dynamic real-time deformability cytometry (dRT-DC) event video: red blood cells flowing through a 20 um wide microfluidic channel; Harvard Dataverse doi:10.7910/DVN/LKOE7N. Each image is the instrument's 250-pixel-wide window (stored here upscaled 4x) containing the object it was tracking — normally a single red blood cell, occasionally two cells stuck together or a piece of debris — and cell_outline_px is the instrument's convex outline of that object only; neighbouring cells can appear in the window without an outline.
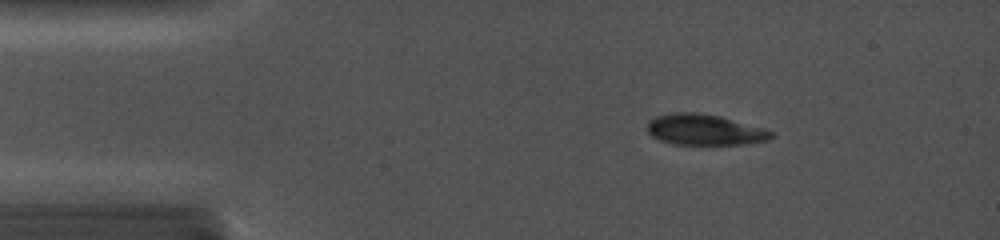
{"species": "common noctule bat (a hibernating species)", "species_latin": "Nyctalus noctula", "temperature_condition": "cold", "stored_images_in_passage": 12, "camera_frame_rate_fps": 5000, "um_per_image_px": 0.085, "animal": {"sex": "female", "body_mass_g": 19.0, "forearm_length_mm": 56.7}, "frame": {"image": 1, "passage_image": 3, "time_ms": 1.8, "image_size_px": [1000, 240], "cell_outline_px": [[776, 136], [768, 140], [744, 144], [672, 144], [660, 140], [652, 136], [648, 132], [648, 120], [656, 116], [672, 112], [696, 112], [720, 116], [768, 128], [776, 132]], "centroid_in_image_um": [59.96, 11.02], "position_along_channel_um": 25.0, "area_um2": 22.66}}
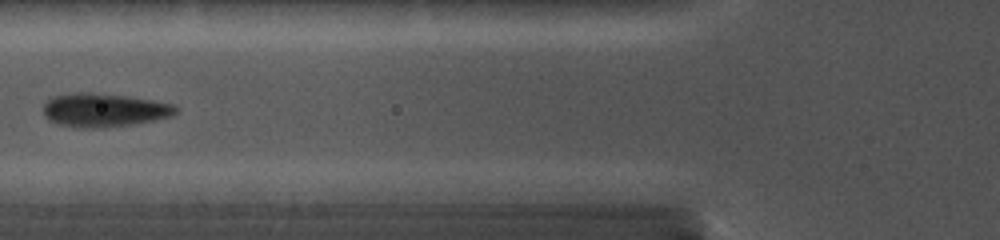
{"frame": {"image": 2, "passage_image": 10, "time_ms": 5.6, "image_size_px": [1000, 240], "cell_outline_px": [[180, 108], [172, 116], [132, 124], [104, 128], [84, 128], [60, 124], [48, 120], [44, 116], [44, 104], [52, 96], [64, 92], [92, 92], [128, 96], [152, 100], [172, 104]], "centroid_in_image_um": [8.81, 9.34], "position_along_channel_um": 117.0, "area_um2": 26.13}}
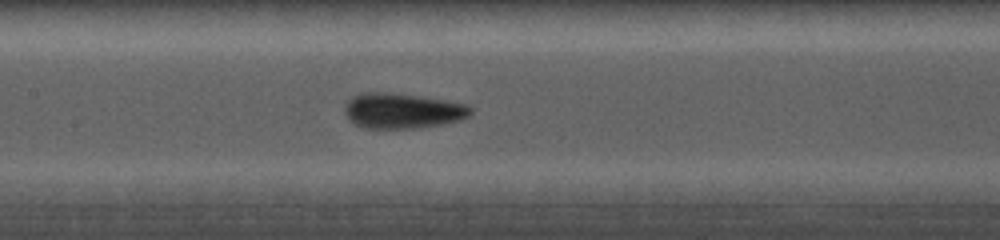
{"frame": {"image": 3, "passage_image": 12, "time_ms": 7.0, "image_size_px": [1000, 240], "cell_outline_px": [[472, 112], [468, 116], [460, 120], [440, 124], [416, 128], [364, 128], [348, 120], [344, 112], [344, 104], [352, 96], [360, 92], [396, 92], [468, 104], [472, 108]], "centroid_in_image_um": [34.16, 9.4], "position_along_channel_um": 173.2, "area_um2": 26.18}}